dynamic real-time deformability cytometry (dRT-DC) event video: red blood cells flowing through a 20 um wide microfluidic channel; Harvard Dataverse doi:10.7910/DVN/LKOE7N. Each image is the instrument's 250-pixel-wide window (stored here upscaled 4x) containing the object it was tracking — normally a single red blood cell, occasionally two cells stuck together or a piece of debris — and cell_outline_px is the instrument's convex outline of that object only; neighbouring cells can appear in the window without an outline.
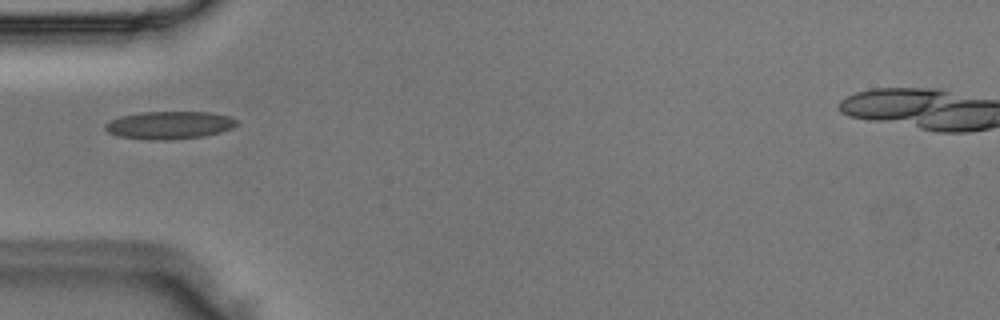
{"species": "Egyptian fruit bat (a non-hibernating species)", "species_latin": "Rousettus aegyptiacus", "temperature_condition": "room temperature", "stored_images_in_passage": 34, "camera_frame_rate_fps": 3000, "um_per_image_px": 0.085, "animal": {"sex": "male"}, "frame": {"image": 1, "passage_image": 1, "time_ms": 0.0, "image_size_px": [1000, 320], "cell_outline_px": [[236, 124], [232, 128], [220, 132], [204, 136], [168, 140], [144, 140], [116, 136], [108, 132], [104, 128], [104, 124], [108, 120], [120, 116], [140, 112], [212, 112], [228, 116], [236, 120]], "centroid_in_image_um": [14.32, 10.64], "position_along_channel_um": 70.7, "area_um2": 21.5}}
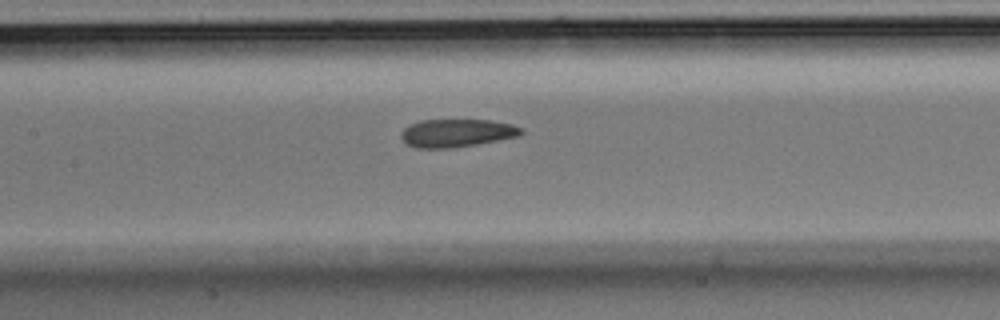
{"frame": {"image": 2, "passage_image": 8, "time_ms": 2.333, "image_size_px": [1000, 320], "cell_outline_px": [[524, 132], [520, 136], [476, 144], [452, 148], [416, 148], [404, 144], [400, 136], [400, 132], [408, 124], [420, 120], [488, 120], [512, 124], [524, 128]], "centroid_in_image_um": [38.79, 11.31], "position_along_channel_um": 168.6, "area_um2": 19.88}}
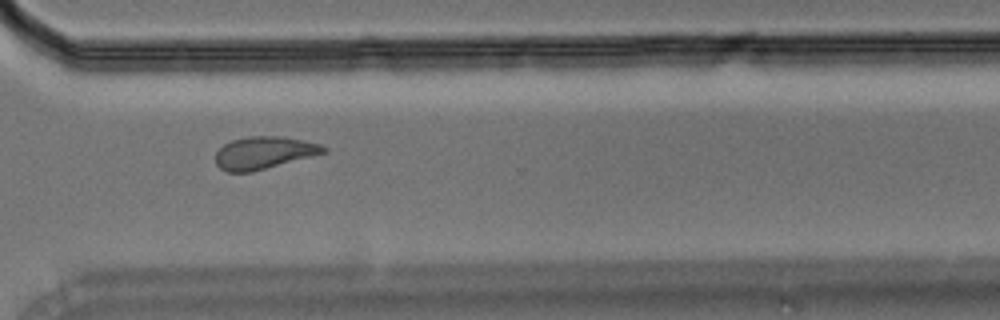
{"frame": {"image": 3, "passage_image": 21, "time_ms": 6.667, "image_size_px": [1000, 320], "cell_outline_px": [[328, 152], [252, 172], [228, 172], [220, 168], [216, 164], [216, 152], [224, 144], [232, 140], [248, 136], [280, 136], [304, 140], [320, 144], [328, 148]], "centroid_in_image_um": [22.45, 12.98], "position_along_channel_um": 348.1, "area_um2": 20.46}}